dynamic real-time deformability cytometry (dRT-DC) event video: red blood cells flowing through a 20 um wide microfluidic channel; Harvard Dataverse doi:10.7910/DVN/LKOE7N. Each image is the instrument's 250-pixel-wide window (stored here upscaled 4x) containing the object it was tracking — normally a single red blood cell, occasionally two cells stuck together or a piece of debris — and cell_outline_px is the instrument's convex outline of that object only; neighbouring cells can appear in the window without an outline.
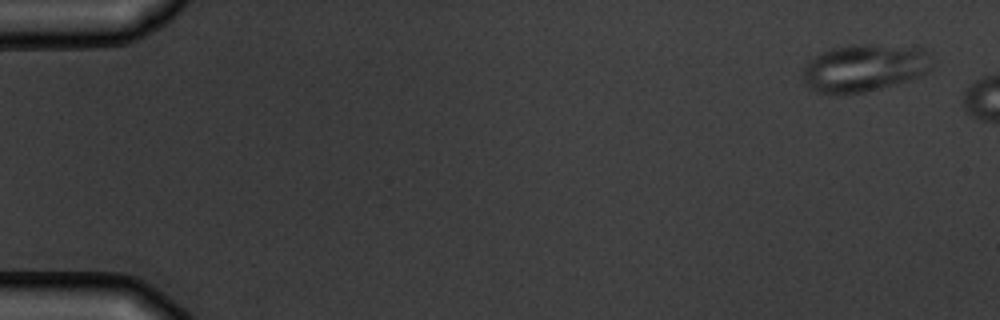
{"species": "common noctule bat (a hibernating species)", "species_latin": "Nyctalus noctula", "temperature_condition": "warm", "stored_images_in_passage": 3, "camera_frame_rate_fps": 3000, "um_per_image_px": 0.085, "animal": {"sex": "male", "body_mass_g": 19.5, "forearm_length_mm": 54.6}, "frame": {"image": 1, "passage_image": 1, "time_ms": 0.0, "image_size_px": [1000, 320], "cell_outline_px": [[932, 68], [908, 80], [868, 92], [844, 96], [828, 96], [816, 92], [808, 88], [804, 84], [804, 68], [808, 60], [832, 48], [860, 44], [868, 44], [924, 48], [932, 64]], "centroid_in_image_um": [73.4, 5.82], "position_along_channel_um": 11.6, "area_um2": 36.01}}